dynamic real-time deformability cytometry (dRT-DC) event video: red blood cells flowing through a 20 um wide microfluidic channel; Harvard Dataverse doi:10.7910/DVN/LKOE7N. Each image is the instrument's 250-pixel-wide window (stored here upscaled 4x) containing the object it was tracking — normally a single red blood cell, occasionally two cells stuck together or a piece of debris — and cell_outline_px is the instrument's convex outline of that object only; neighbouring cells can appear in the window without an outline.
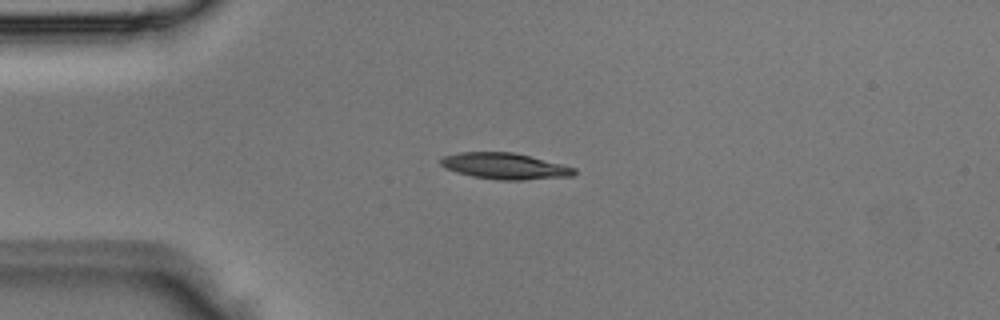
{"species": "Egyptian fruit bat (a non-hibernating species)", "species_latin": "Rousettus aegyptiacus", "temperature_condition": "room temperature", "stored_images_in_passage": 3, "camera_frame_rate_fps": 3000, "um_per_image_px": 0.085, "animal": {"sex": "male"}, "frame": {"image": 1, "passage_image": 2, "time_ms": 0.333, "image_size_px": [1000, 320], "cell_outline_px": [[576, 172], [572, 176], [524, 180], [500, 180], [472, 176], [456, 172], [444, 168], [440, 164], [440, 160], [444, 156], [460, 152], [512, 152], [576, 168]], "centroid_in_image_um": [42.87, 14.12], "position_along_channel_um": 42.1, "area_um2": 20.17}}